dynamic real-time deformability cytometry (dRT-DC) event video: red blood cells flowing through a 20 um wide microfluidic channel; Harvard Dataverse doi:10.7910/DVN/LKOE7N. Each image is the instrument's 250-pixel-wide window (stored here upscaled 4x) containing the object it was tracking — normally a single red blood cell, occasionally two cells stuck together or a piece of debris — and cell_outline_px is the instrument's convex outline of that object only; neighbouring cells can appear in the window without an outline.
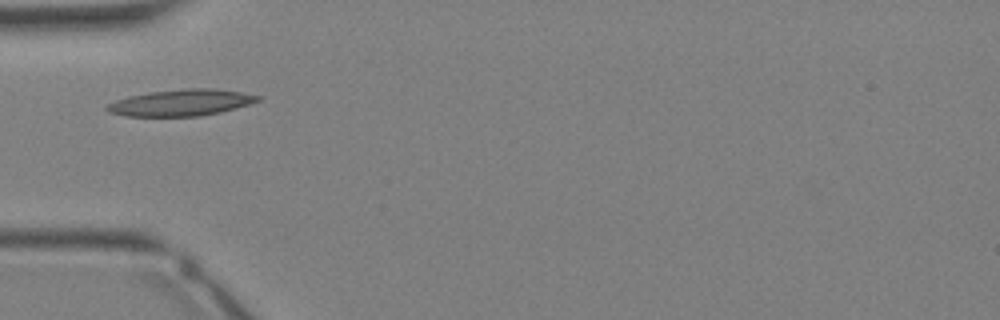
{"species": "Egyptian fruit bat (a non-hibernating species)", "species_latin": "Rousettus aegyptiacus", "temperature_condition": "warm", "stored_images_in_passage": 25, "camera_frame_rate_fps": 3000, "um_per_image_px": 0.085, "animal": {"sex": "female"}, "frame": {"image": 1, "passage_image": 1, "time_ms": 0.0, "image_size_px": [1000, 320], "cell_outline_px": [[260, 100], [248, 104], [220, 112], [200, 116], [124, 116], [108, 112], [104, 108], [108, 104], [116, 100], [128, 96], [152, 92], [184, 88], [216, 88], [240, 92], [260, 96]], "centroid_in_image_um": [15.36, 8.72], "position_along_channel_um": 69.6, "area_um2": 23.12}}
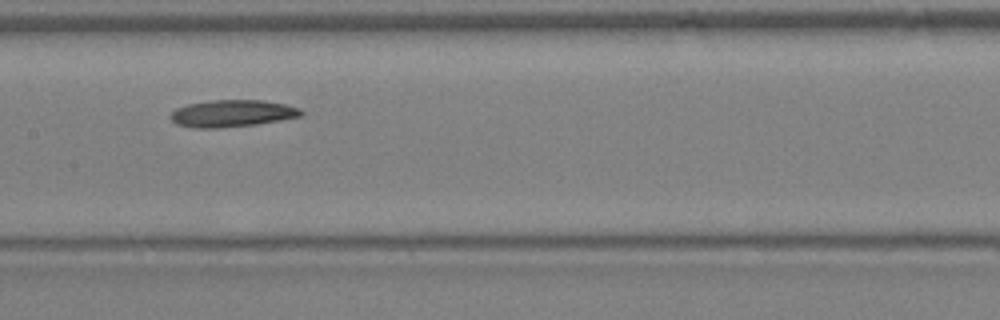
{"frame": {"image": 2, "passage_image": 7, "time_ms": 2.0, "image_size_px": [1000, 320], "cell_outline_px": [[304, 112], [300, 116], [280, 120], [256, 124], [216, 128], [192, 128], [176, 124], [168, 116], [176, 108], [188, 104], [212, 100], [264, 100], [284, 104], [300, 108]], "centroid_in_image_um": [19.71, 9.64], "position_along_channel_um": 187.7, "area_um2": 20.52}}
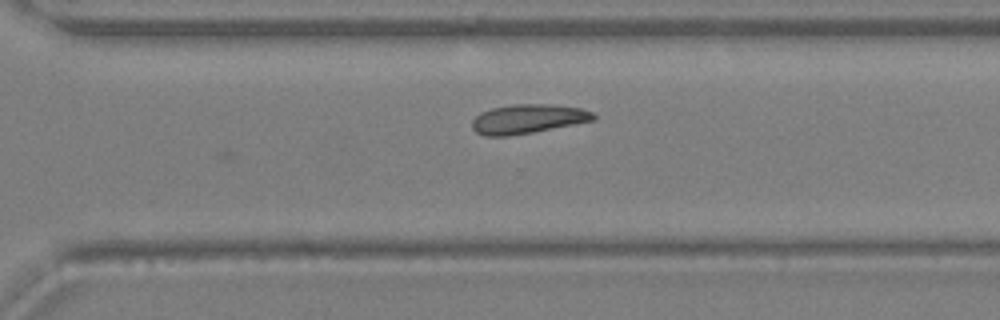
{"frame": {"image": 3, "passage_image": 14, "time_ms": 4.333, "image_size_px": [1000, 320], "cell_outline_px": [[596, 120], [532, 132], [508, 136], [484, 136], [476, 132], [472, 128], [472, 120], [480, 112], [492, 108], [516, 104], [548, 104], [580, 108], [592, 112], [596, 116]], "centroid_in_image_um": [44.85, 10.11], "position_along_channel_um": 325.8, "area_um2": 20.58}}